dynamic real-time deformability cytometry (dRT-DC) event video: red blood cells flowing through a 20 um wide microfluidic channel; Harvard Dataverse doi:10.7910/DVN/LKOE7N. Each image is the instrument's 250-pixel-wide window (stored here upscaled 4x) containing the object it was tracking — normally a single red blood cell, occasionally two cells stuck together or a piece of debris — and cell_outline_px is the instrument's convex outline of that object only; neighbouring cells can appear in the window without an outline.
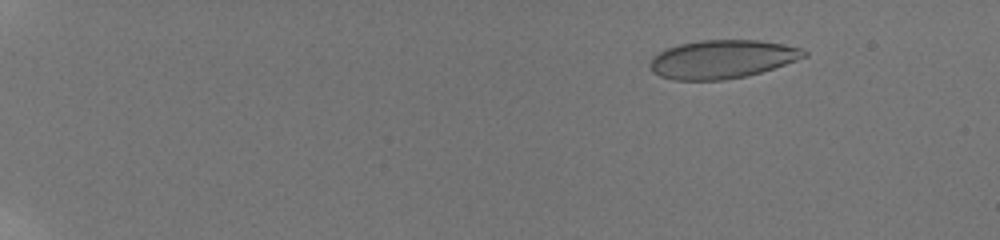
{"species": "human", "species_latin": "Homo sapiens", "temperature_condition": "room temperature", "stored_images_in_passage": 32, "camera_frame_rate_fps": 3000, "um_per_image_px": 0.085, "donor": {"sex": "male"}, "frame": {"image": 1, "passage_image": 13, "time_ms": 3.0, "image_size_px": [1000, 240], "cell_outline_px": [[808, 56], [760, 72], [744, 76], [724, 80], [672, 80], [660, 76], [652, 72], [648, 64], [652, 56], [668, 48], [680, 44], [700, 40], [756, 40], [784, 44], [800, 48], [808, 52]], "centroid_in_image_um": [61.35, 5.03], "position_along_channel_um": 23.7, "area_um2": 34.39}}